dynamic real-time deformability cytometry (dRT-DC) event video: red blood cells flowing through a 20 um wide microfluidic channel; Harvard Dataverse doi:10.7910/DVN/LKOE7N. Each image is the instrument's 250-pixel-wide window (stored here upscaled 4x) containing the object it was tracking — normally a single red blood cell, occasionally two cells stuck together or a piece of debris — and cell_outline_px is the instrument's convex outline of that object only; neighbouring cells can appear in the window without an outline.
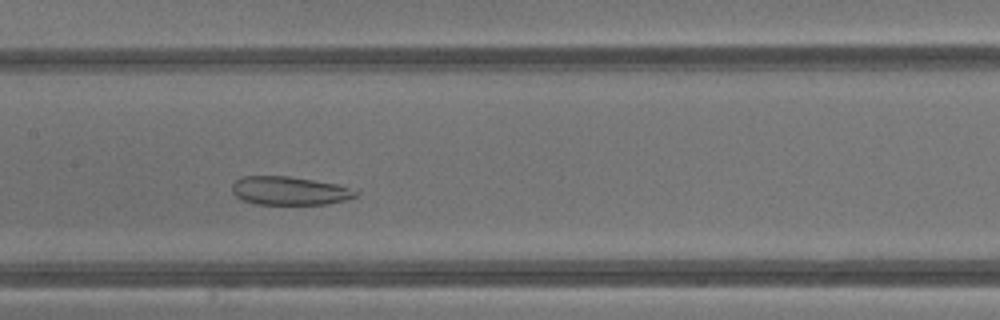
{"species": "common noctule bat (a hibernating species)", "species_latin": "Nyctalus noctula", "temperature_condition": "warm", "stored_images_in_passage": 38, "camera_frame_rate_fps": 3000, "um_per_image_px": 0.085, "animal": {"sex": "male", "body_mass_g": 13.3}, "frame": {"image": 1, "passage_image": 16, "time_ms": 5.0, "image_size_px": [1000, 320], "cell_outline_px": [[360, 196], [348, 200], [328, 204], [256, 204], [244, 200], [236, 196], [232, 192], [232, 184], [236, 180], [244, 176], [288, 176], [336, 184], [360, 192]], "centroid_in_image_um": [24.64, 16.22], "position_along_channel_um": 182.8, "area_um2": 20.52}}
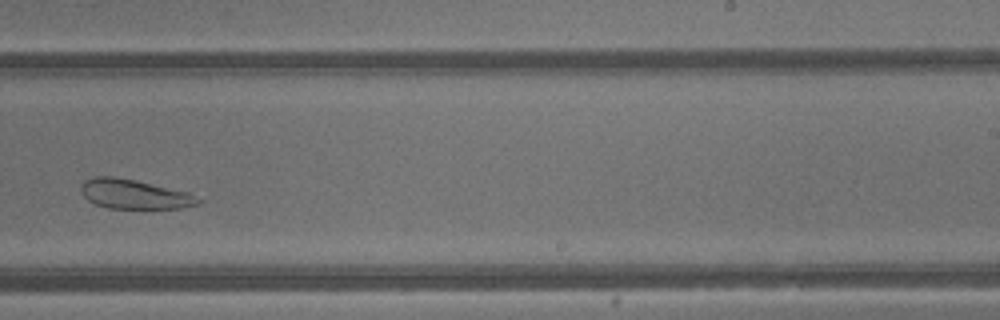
{"frame": {"image": 2, "passage_image": 22, "time_ms": 7.0, "image_size_px": [1000, 320], "cell_outline_px": [[204, 200], [196, 204], [180, 208], [144, 212], [108, 208], [96, 204], [88, 200], [80, 192], [80, 184], [84, 180], [92, 176], [112, 176], [132, 180], [188, 192]], "centroid_in_image_um": [11.41, 16.56], "position_along_channel_um": 277.6, "area_um2": 20.98}}
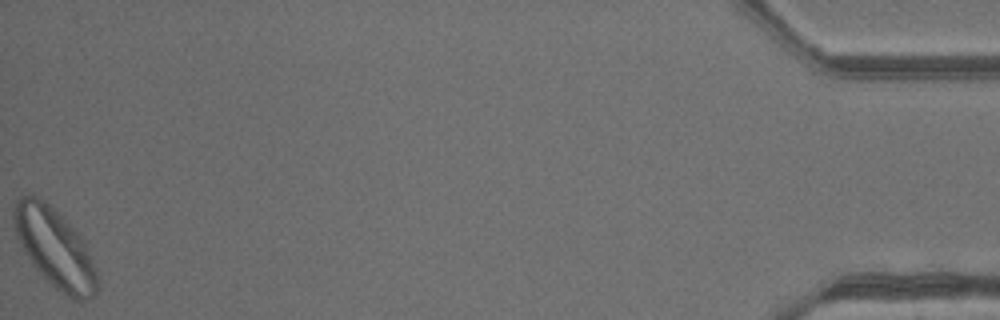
{"frame": {"image": 3, "passage_image": 38, "time_ms": 12.333, "image_size_px": [1000, 320], "cell_outline_px": [[96, 296], [88, 300], [76, 300], [68, 296], [56, 288], [32, 264], [24, 252], [20, 244], [12, 224], [12, 216], [16, 200], [20, 196], [32, 192], [44, 200], [80, 232], [84, 240], [96, 272]], "centroid_in_image_um": [4.63, 21.02], "position_along_channel_um": 430.6, "area_um2": 38.49}}